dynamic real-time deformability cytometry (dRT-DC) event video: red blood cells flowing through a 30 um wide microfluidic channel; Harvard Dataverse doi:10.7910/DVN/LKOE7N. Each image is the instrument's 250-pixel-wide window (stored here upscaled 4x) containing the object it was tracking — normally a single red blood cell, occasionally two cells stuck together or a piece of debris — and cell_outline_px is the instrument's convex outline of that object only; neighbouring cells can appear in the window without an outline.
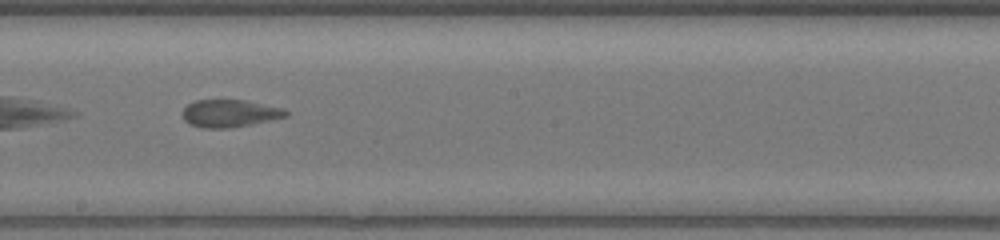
{"species": "common noctule bat (a hibernating species)", "species_latin": "Nyctalus noctula", "temperature_condition": "warm", "stored_images_in_passage": 29, "camera_frame_rate_fps": 3000, "um_per_image_px": 0.085, "animal": {"sex": "female", "body_mass_g": 17.0, "forearm_length_mm": 48.0}, "frame": {"image": 1, "passage_image": 13, "time_ms": 4.0, "image_size_px": [1000, 240], "cell_outline_px": [[288, 116], [252, 124], [228, 128], [204, 128], [192, 124], [184, 120], [184, 108], [188, 104], [196, 100], [244, 100], [284, 108], [288, 112]], "centroid_in_image_um": [19.56, 9.63], "position_along_channel_um": 228.6, "area_um2": 16.36}}